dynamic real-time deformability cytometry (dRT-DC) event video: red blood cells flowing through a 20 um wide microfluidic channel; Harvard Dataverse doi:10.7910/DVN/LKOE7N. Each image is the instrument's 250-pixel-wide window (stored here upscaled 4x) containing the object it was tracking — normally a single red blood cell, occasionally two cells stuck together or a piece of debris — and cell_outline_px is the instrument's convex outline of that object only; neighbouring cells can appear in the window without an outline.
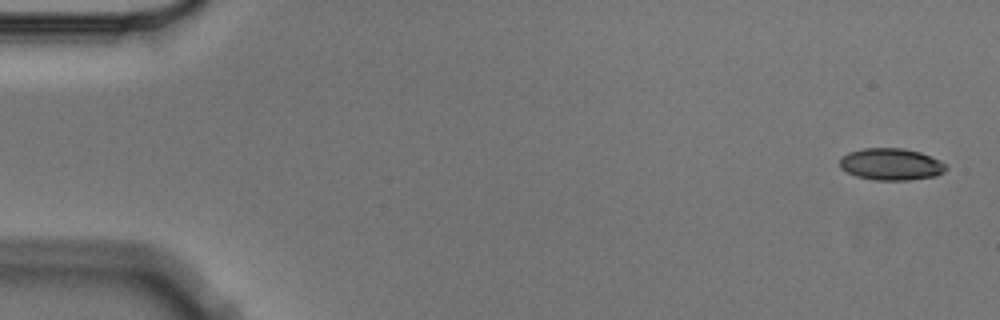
{"species": "Egyptian fruit bat (a non-hibernating species)", "species_latin": "Rousettus aegyptiacus", "temperature_condition": "cold", "stored_images_in_passage": 5, "camera_frame_rate_fps": 3000, "um_per_image_px": 0.085, "animal": {"sex": "male"}, "frame": {"image": 1, "passage_image": 1, "time_ms": 0.0, "image_size_px": [1000, 320], "cell_outline_px": [[948, 168], [944, 172], [936, 176], [908, 180], [876, 180], [856, 176], [840, 168], [840, 160], [848, 152], [864, 148], [904, 148], [920, 152], [940, 160], [948, 164]], "centroid_in_image_um": [75.79, 13.96], "position_along_channel_um": 9.2, "area_um2": 19.83}}
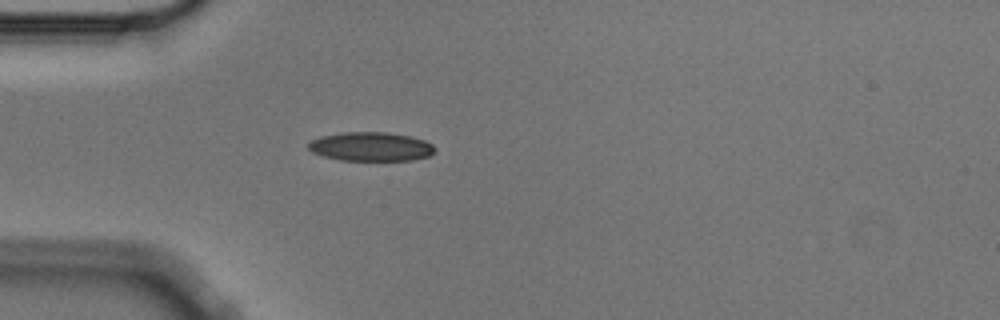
{"frame": {"image": 2, "passage_image": 5, "time_ms": 1.333, "image_size_px": [1000, 320], "cell_outline_px": [[436, 148], [428, 156], [412, 160], [340, 160], [324, 156], [312, 152], [308, 148], [308, 144], [312, 140], [320, 136], [344, 132], [388, 132], [412, 136], [424, 140], [432, 144]], "centroid_in_image_um": [31.53, 12.45], "position_along_channel_um": 53.5, "area_um2": 21.33}}